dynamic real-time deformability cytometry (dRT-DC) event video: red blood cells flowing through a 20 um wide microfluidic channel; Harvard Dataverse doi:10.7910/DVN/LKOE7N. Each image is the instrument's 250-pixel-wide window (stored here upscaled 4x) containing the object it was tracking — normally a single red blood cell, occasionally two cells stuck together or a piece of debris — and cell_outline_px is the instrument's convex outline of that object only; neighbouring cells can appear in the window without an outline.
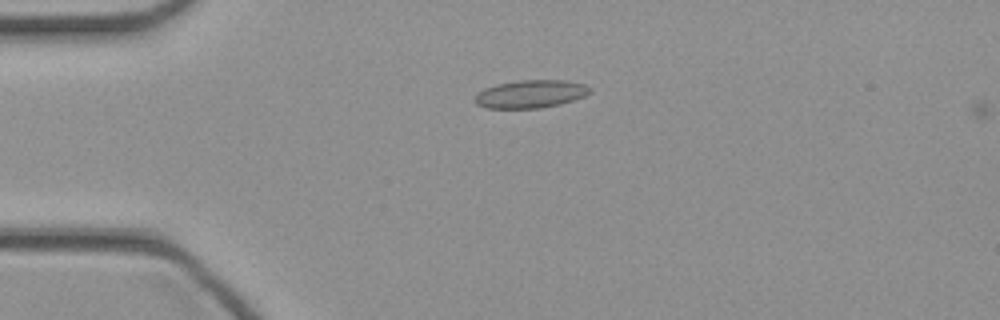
{"species": "common noctule bat (a hibernating species)", "species_latin": "Nyctalus noctula", "temperature_condition": "cold", "stored_images_in_passage": 2, "camera_frame_rate_fps": 3000, "um_per_image_px": 0.085, "animal": {"sex": "female", "body_mass_g": 21.9}, "frame": {"image": 1, "passage_image": 1, "time_ms": 0.0, "image_size_px": [1000, 320], "cell_outline_px": [[592, 92], [584, 96], [560, 104], [540, 108], [488, 108], [476, 104], [472, 100], [484, 88], [496, 84], [520, 80], [564, 80], [584, 84], [592, 88]], "centroid_in_image_um": [45.11, 7.98], "position_along_channel_um": 39.9, "area_um2": 18.73}}